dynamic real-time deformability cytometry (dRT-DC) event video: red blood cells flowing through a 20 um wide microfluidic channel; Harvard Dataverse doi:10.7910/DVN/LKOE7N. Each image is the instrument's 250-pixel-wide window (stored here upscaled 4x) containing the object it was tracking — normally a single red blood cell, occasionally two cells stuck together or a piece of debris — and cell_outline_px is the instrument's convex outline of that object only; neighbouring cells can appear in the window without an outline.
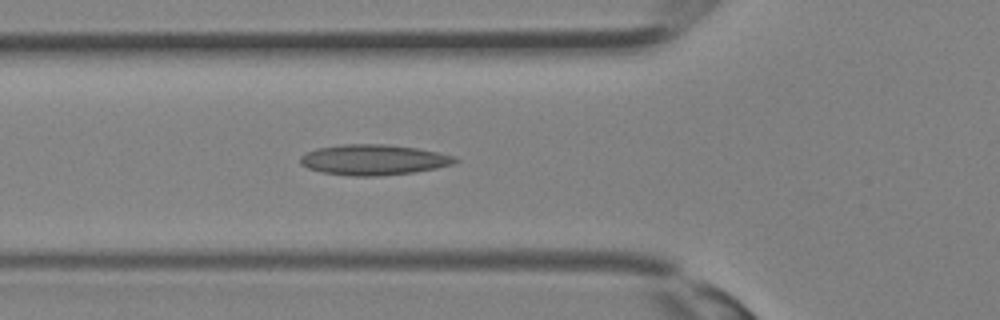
{"species": "Egyptian fruit bat (a non-hibernating species)", "species_latin": "Rousettus aegyptiacus", "temperature_condition": "room temperature", "stored_images_in_passage": 29, "camera_frame_rate_fps": 3000, "um_per_image_px": 0.085, "animal": {"sex": "female"}, "frame": {"image": 1, "passage_image": 11, "time_ms": 3.333, "image_size_px": [1000, 320], "cell_outline_px": [[460, 160], [452, 164], [436, 168], [412, 172], [380, 176], [352, 176], [320, 172], [308, 168], [300, 164], [300, 156], [316, 148], [344, 144], [384, 144], [416, 148], [456, 156]], "centroid_in_image_um": [31.74, 13.58], "position_along_channel_um": 94.1, "area_um2": 27.46}}
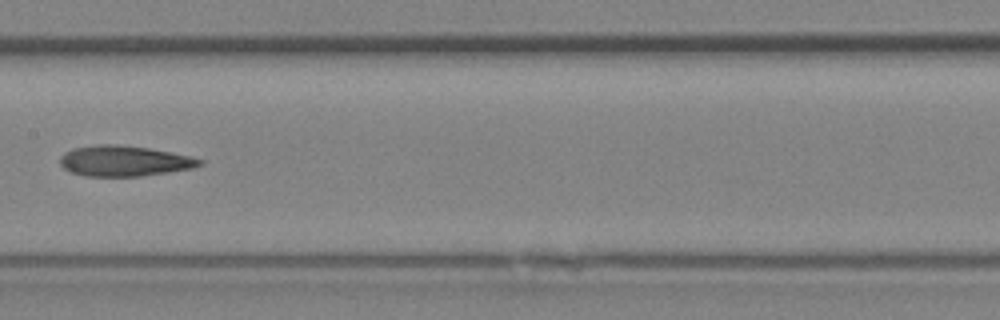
{"frame": {"image": 2, "passage_image": 16, "time_ms": 5.0, "image_size_px": [1000, 320], "cell_outline_px": [[204, 164], [192, 168], [168, 172], [140, 176], [84, 176], [72, 172], [64, 168], [60, 164], [60, 156], [64, 152], [72, 148], [100, 144], [116, 144], [148, 148], [188, 156], [204, 160]], "centroid_in_image_um": [10.53, 13.68], "position_along_channel_um": 196.9, "area_um2": 24.74}}
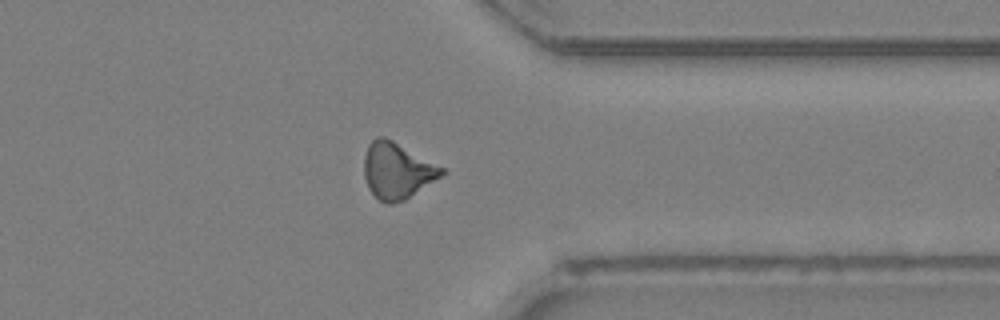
{"frame": {"image": 3, "passage_image": 25, "time_ms": 8.0, "image_size_px": [1000, 320], "cell_outline_px": [[448, 172], [404, 200], [392, 204], [388, 204], [380, 200], [368, 188], [364, 176], [364, 156], [368, 144], [376, 136], [384, 136], [392, 140], [444, 168]], "centroid_in_image_um": [33.74, 14.5], "position_along_channel_um": 377.7, "area_um2": 25.26}}